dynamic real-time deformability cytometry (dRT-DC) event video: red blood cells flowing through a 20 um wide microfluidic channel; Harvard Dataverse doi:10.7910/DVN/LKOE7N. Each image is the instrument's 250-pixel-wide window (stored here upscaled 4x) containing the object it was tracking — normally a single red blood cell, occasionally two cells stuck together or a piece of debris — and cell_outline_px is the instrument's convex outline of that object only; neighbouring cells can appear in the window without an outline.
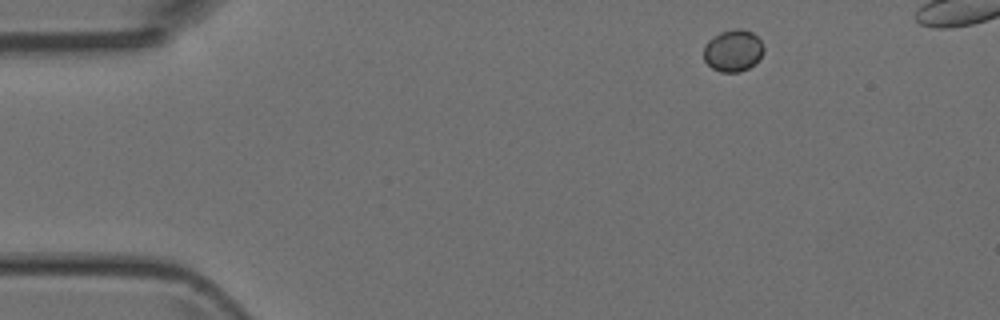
{"species": "Egyptian fruit bat (a non-hibernating species)", "species_latin": "Rousettus aegyptiacus", "temperature_condition": "room temperature", "stored_images_in_passage": 4, "camera_frame_rate_fps": 3000, "um_per_image_px": 0.085, "animal": {"sex": "female"}, "frame": {"image": 1, "passage_image": 1, "time_ms": 0.0, "image_size_px": [1000, 320], "cell_outline_px": [[764, 52], [748, 68], [740, 72], [720, 72], [712, 68], [704, 60], [704, 48], [708, 40], [720, 32], [732, 28], [740, 28], [752, 32], [760, 40], [764, 48]], "centroid_in_image_um": [62.29, 4.29], "position_along_channel_um": 22.7, "area_um2": 14.57}}